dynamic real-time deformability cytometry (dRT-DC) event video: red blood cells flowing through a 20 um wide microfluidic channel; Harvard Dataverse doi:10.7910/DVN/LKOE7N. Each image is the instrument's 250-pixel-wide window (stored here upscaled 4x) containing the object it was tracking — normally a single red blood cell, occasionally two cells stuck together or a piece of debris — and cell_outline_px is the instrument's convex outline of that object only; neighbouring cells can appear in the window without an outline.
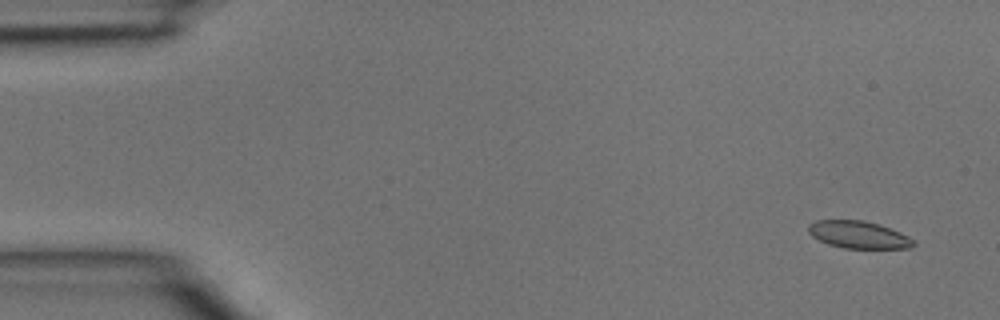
{"species": "common noctule bat (a hibernating species)", "species_latin": "Nyctalus noctula", "temperature_condition": "room temperature", "stored_images_in_passage": 3, "camera_frame_rate_fps": 3000, "um_per_image_px": 0.085, "animal": {"sex": "male", "body_mass_g": 15.6}, "frame": {"image": 1, "passage_image": 1, "time_ms": 0.0, "image_size_px": [1000, 320], "cell_outline_px": [[916, 244], [912, 248], [844, 248], [828, 244], [812, 236], [808, 232], [808, 224], [816, 220], [864, 220], [880, 224], [900, 232], [916, 240]], "centroid_in_image_um": [73.0, 19.95], "position_along_channel_um": 12.0, "area_um2": 16.88}}